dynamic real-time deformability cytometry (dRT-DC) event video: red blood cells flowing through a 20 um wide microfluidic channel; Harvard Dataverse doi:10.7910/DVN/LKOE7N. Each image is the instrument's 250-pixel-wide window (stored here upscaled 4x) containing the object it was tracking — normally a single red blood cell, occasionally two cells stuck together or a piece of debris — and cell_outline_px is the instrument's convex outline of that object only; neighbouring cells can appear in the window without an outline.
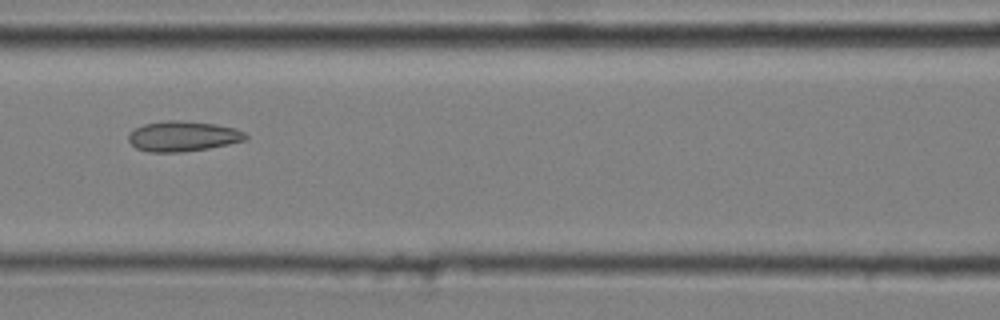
{"species": "common noctule bat (a hibernating species)", "species_latin": "Nyctalus noctula", "temperature_condition": "cold", "stored_images_in_passage": 5, "camera_frame_rate_fps": 3000, "um_per_image_px": 0.085, "animal": {"sex": "male", "body_mass_g": 20.4}, "frame": {"image": 1, "passage_image": 3, "time_ms": 0.667, "image_size_px": [1000, 320], "cell_outline_px": [[248, 140], [208, 148], [180, 152], [148, 152], [136, 148], [128, 140], [128, 136], [136, 128], [144, 124], [164, 120], [180, 120], [216, 124], [236, 128], [244, 132], [248, 136]], "centroid_in_image_um": [15.57, 11.57], "position_along_channel_um": 151.0, "area_um2": 20.69}}
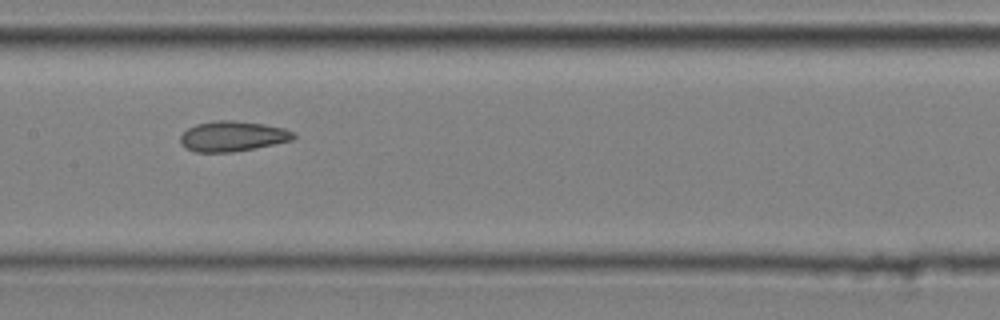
{"frame": {"image": 2, "passage_image": 4, "time_ms": 1.0, "image_size_px": [1000, 320], "cell_outline_px": [[296, 136], [292, 140], [232, 152], [196, 152], [188, 148], [180, 140], [180, 136], [188, 128], [196, 124], [216, 120], [236, 120], [264, 124], [284, 128], [296, 132]], "centroid_in_image_um": [19.8, 11.56], "position_along_channel_um": 187.6, "area_um2": 19.77}}
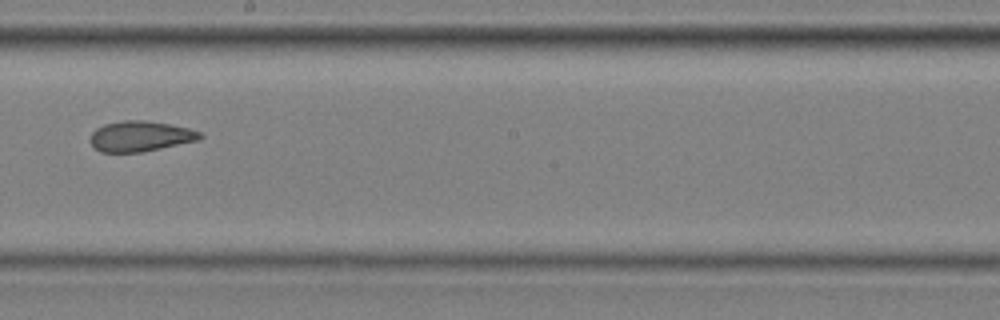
{"frame": {"image": 3, "passage_image": 5, "time_ms": 1.333, "image_size_px": [1000, 320], "cell_outline_px": [[204, 136], [200, 140], [140, 152], [100, 152], [92, 148], [88, 140], [92, 132], [96, 128], [104, 124], [124, 120], [144, 120], [168, 124], [188, 128], [200, 132]], "centroid_in_image_um": [11.88, 11.58], "position_along_channel_um": 236.3, "area_um2": 19.59}}